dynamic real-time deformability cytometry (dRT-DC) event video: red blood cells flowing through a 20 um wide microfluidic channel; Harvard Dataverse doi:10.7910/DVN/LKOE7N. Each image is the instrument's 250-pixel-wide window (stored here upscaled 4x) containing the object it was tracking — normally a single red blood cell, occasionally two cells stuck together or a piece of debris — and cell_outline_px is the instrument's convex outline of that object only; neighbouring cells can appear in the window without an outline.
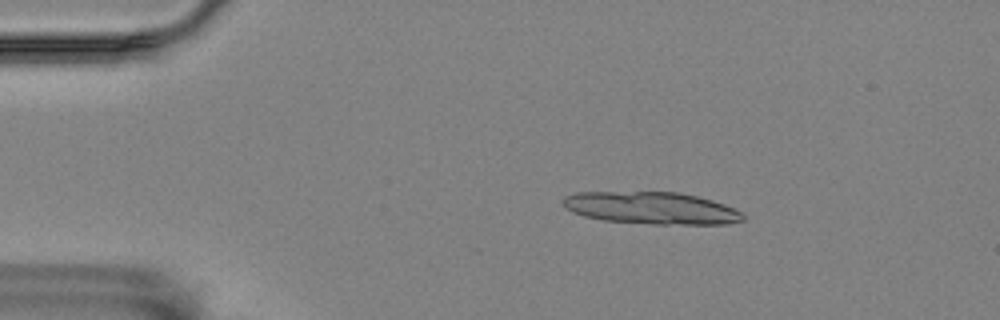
{"species": "Egyptian fruit bat (a non-hibernating species)", "species_latin": "Rousettus aegyptiacus", "temperature_condition": "room temperature", "stored_images_in_passage": 22, "camera_frame_rate_fps": 3000, "um_per_image_px": 0.085, "animal": {"sex": "female"}, "frame": {"image": 1, "passage_image": 10, "time_ms": 3.0, "image_size_px": [1000, 320], "cell_outline_px": [[744, 220], [728, 224], [656, 224], [604, 220], [584, 216], [572, 212], [564, 208], [560, 200], [564, 196], [576, 192], [680, 192], [712, 200], [724, 204], [744, 212]], "centroid_in_image_um": [55.36, 17.68], "position_along_channel_um": 29.6, "area_um2": 33.99}}